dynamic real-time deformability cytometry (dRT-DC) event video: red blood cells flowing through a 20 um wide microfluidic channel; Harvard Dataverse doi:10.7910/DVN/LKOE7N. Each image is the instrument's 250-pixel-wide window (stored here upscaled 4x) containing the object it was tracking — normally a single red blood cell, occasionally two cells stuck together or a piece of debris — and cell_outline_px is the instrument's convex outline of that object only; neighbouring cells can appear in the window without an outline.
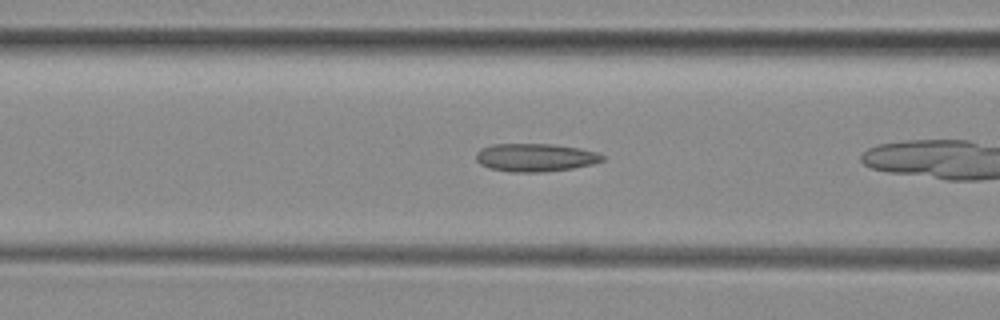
{"species": "common noctule bat (a hibernating species)", "species_latin": "Nyctalus noctula", "temperature_condition": "room temperature", "stored_images_in_passage": 8, "camera_frame_rate_fps": 3000, "um_per_image_px": 0.085, "animal": {"sex": "female", "body_mass_g": 29.2, "forearm_length_mm": 56.3}, "frame": {"image": 1, "passage_image": 4, "time_ms": 1.0, "image_size_px": [1000, 320], "cell_outline_px": [[604, 160], [592, 164], [572, 168], [544, 172], [512, 172], [492, 168], [480, 164], [476, 160], [476, 152], [480, 148], [492, 144], [552, 144], [576, 148], [596, 152], [604, 156]], "centroid_in_image_um": [45.47, 13.38], "position_along_channel_um": 121.1, "area_um2": 20.52}}
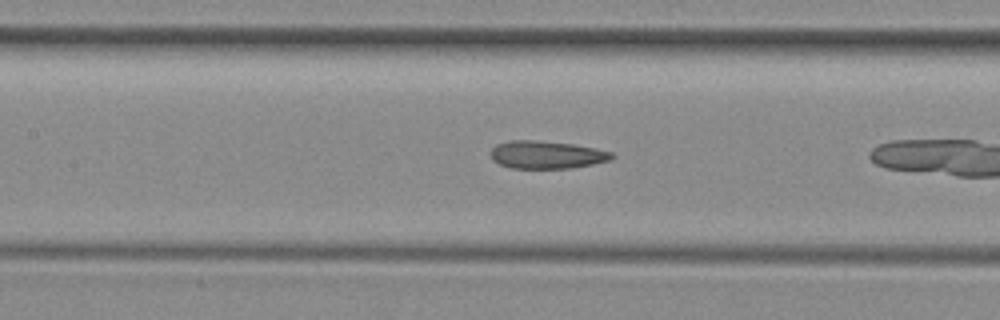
{"frame": {"image": 2, "passage_image": 7, "time_ms": 2.0, "image_size_px": [1000, 320], "cell_outline_px": [[616, 156], [612, 160], [572, 168], [512, 168], [500, 164], [492, 160], [492, 148], [496, 144], [508, 140], [536, 140], [572, 144], [596, 148], [612, 152]], "centroid_in_image_um": [46.49, 13.15], "position_along_channel_um": 160.9, "area_um2": 19.65}}